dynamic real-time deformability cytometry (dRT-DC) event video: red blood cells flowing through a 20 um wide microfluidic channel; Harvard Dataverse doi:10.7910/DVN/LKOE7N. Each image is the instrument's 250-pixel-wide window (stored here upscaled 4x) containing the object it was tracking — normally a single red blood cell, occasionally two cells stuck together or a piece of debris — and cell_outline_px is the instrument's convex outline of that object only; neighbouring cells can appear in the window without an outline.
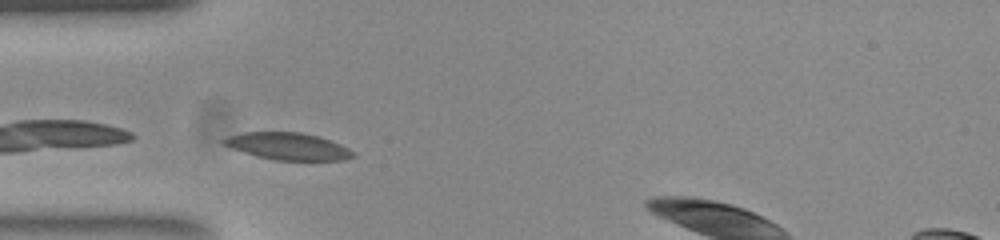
{"species": "common noctule bat (a hibernating species)", "species_latin": "Nyctalus noctula", "temperature_condition": "room temperature", "stored_images_in_passage": 26, "camera_frame_rate_fps": 3000, "um_per_image_px": 0.085, "animal": {"sex": "female", "body_mass_g": 23.0, "forearm_length_mm": 53.4}, "frame": {"image": 1, "passage_image": 1, "time_ms": 0.0, "image_size_px": [1000, 240], "cell_outline_px": [[356, 156], [344, 160], [276, 160], [256, 156], [232, 148], [224, 144], [220, 140], [228, 136], [244, 132], [300, 132], [316, 136], [340, 144], [356, 152]], "centroid_in_image_um": [24.49, 12.44], "position_along_channel_um": 60.5, "area_um2": 20.29}}
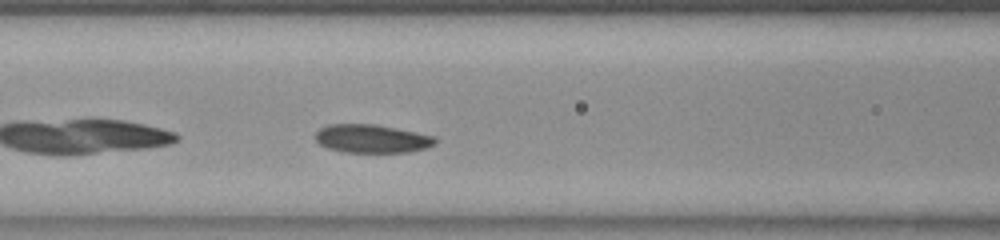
{"frame": {"image": 2, "passage_image": 7, "time_ms": 2.0, "image_size_px": [1000, 240], "cell_outline_px": [[436, 140], [432, 144], [424, 148], [408, 152], [344, 152], [328, 148], [320, 144], [316, 140], [316, 132], [320, 128], [328, 124], [372, 124], [436, 136]], "centroid_in_image_um": [31.56, 11.78], "position_along_channel_um": 135.0, "area_um2": 19.48}}
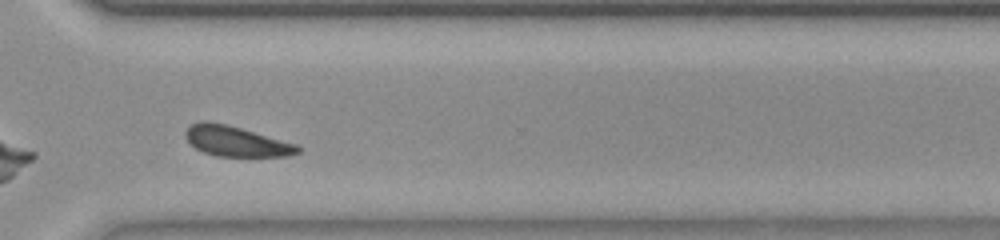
{"frame": {"image": 3, "passage_image": 24, "time_ms": 7.667, "image_size_px": [1000, 240], "cell_outline_px": [[300, 152], [288, 156], [216, 156], [204, 152], [196, 148], [188, 140], [184, 132], [192, 124], [200, 120], [208, 120], [240, 128], [296, 144], [300, 148]], "centroid_in_image_um": [20.05, 12.0], "position_along_channel_um": 350.6, "area_um2": 19.48}}